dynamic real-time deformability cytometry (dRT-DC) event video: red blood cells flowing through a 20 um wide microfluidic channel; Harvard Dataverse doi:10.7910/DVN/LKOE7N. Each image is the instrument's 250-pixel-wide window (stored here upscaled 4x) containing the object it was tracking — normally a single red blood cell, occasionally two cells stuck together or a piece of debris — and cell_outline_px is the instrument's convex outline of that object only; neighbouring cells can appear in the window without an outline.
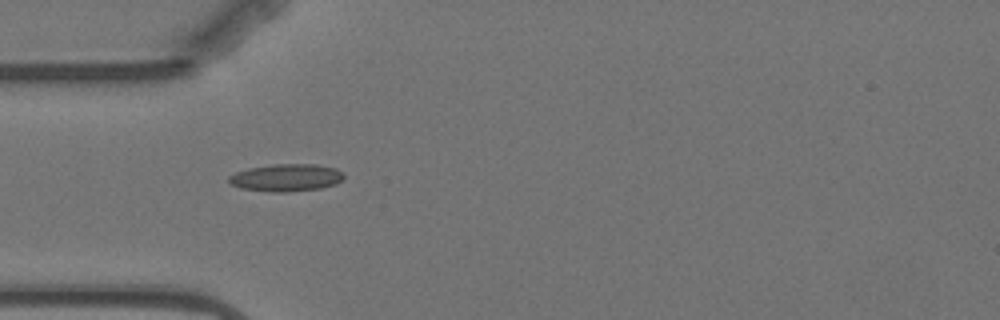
{"species": "Egyptian fruit bat (a non-hibernating species)", "species_latin": "Rousettus aegyptiacus", "temperature_condition": "warm", "stored_images_in_passage": 2, "camera_frame_rate_fps": 3000, "um_per_image_px": 0.085, "animal": {"sex": "female"}, "frame": {"image": 1, "passage_image": 1, "time_ms": 0.0, "image_size_px": [1000, 320], "cell_outline_px": [[344, 180], [336, 184], [320, 188], [284, 192], [272, 192], [240, 188], [232, 184], [228, 180], [228, 176], [236, 172], [248, 168], [272, 164], [316, 164], [336, 168], [344, 172]], "centroid_in_image_um": [24.36, 15.09], "position_along_channel_um": 60.6, "area_um2": 18.5}}
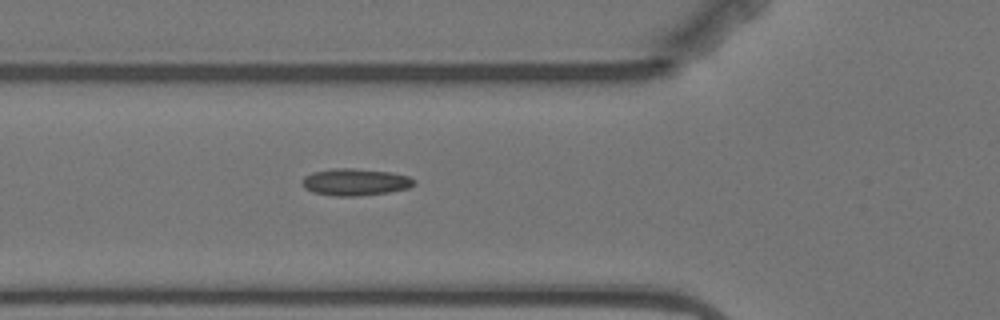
{"frame": {"image": 2, "passage_image": 2, "time_ms": 1.0, "image_size_px": [1000, 320], "cell_outline_px": [[416, 184], [408, 188], [388, 192], [356, 196], [336, 196], [312, 192], [304, 188], [300, 184], [300, 180], [304, 176], [312, 172], [332, 168], [352, 168], [392, 172], [408, 176], [416, 180]], "centroid_in_image_um": [30.16, 15.46], "position_along_channel_um": 95.6, "area_um2": 17.8}}